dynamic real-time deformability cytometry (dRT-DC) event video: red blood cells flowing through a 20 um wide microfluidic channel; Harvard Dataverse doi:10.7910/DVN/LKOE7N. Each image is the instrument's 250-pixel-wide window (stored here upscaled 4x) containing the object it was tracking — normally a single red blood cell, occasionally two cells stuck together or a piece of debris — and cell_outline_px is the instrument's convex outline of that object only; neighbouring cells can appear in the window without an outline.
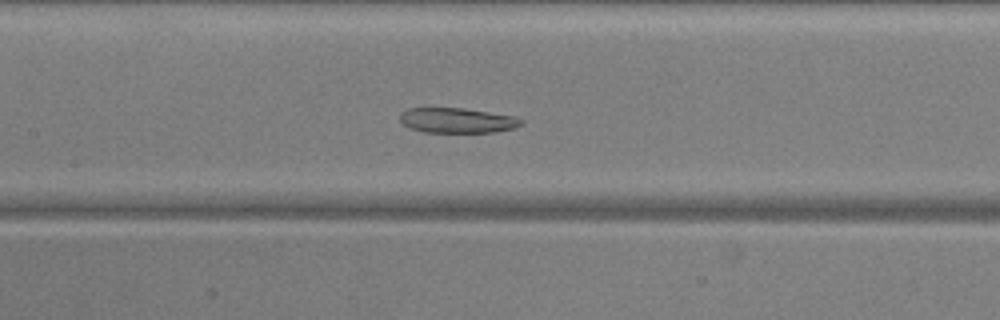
{"species": "common noctule bat (a hibernating species)", "species_latin": "Nyctalus noctula", "temperature_condition": "warm", "stored_images_in_passage": 42, "camera_frame_rate_fps": 3000, "um_per_image_px": 0.085, "animal": {"sex": "male", "body_mass_g": 20.5, "forearm_length_mm": 52.5}, "frame": {"image": 1, "passage_image": 14, "time_ms": 4.333, "image_size_px": [1000, 320], "cell_outline_px": [[524, 124], [516, 128], [496, 132], [424, 132], [408, 128], [400, 120], [400, 112], [408, 108], [464, 108], [512, 116], [524, 120]], "centroid_in_image_um": [38.87, 10.24], "position_along_channel_um": 168.5, "area_um2": 17.8}}
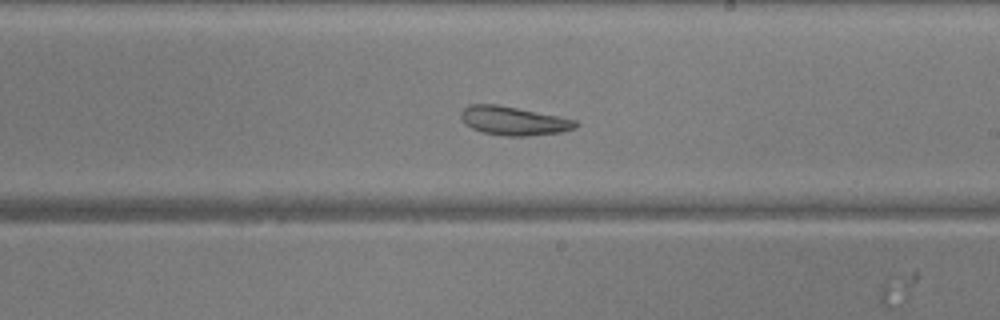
{"frame": {"image": 2, "passage_image": 20, "time_ms": 6.333, "image_size_px": [1000, 320], "cell_outline_px": [[580, 124], [576, 128], [560, 132], [528, 136], [504, 136], [484, 132], [472, 128], [464, 124], [460, 116], [460, 112], [468, 104], [496, 104], [560, 116], [576, 120]], "centroid_in_image_um": [43.66, 10.26], "position_along_channel_um": 245.3, "area_um2": 19.31}}
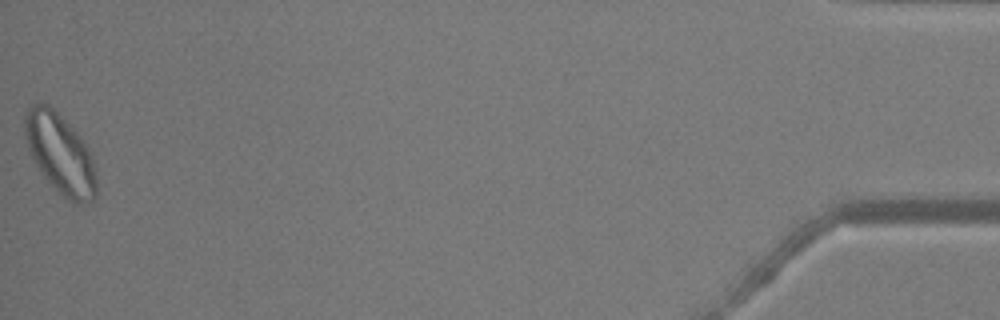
{"frame": {"image": 3, "passage_image": 42, "time_ms": 13.667, "image_size_px": [1000, 320], "cell_outline_px": [[96, 196], [88, 204], [72, 204], [44, 176], [36, 164], [28, 148], [24, 136], [24, 116], [28, 104], [36, 100], [44, 100], [84, 140], [92, 156], [96, 172]], "centroid_in_image_um": [5.1, 13.02], "position_along_channel_um": 430.1, "area_um2": 33.7}, "authors_computed_cell_mechanics": {"area_um2": 21.7617, "velocity_mm_per_s": 3.8629, "shape_relaxation_time_tau1_ms": null, "shape_relaxation_time_tau2_ms": 4.2628, "deformation_change_tau1": null, "deformation_change_tau2": 0.104}}